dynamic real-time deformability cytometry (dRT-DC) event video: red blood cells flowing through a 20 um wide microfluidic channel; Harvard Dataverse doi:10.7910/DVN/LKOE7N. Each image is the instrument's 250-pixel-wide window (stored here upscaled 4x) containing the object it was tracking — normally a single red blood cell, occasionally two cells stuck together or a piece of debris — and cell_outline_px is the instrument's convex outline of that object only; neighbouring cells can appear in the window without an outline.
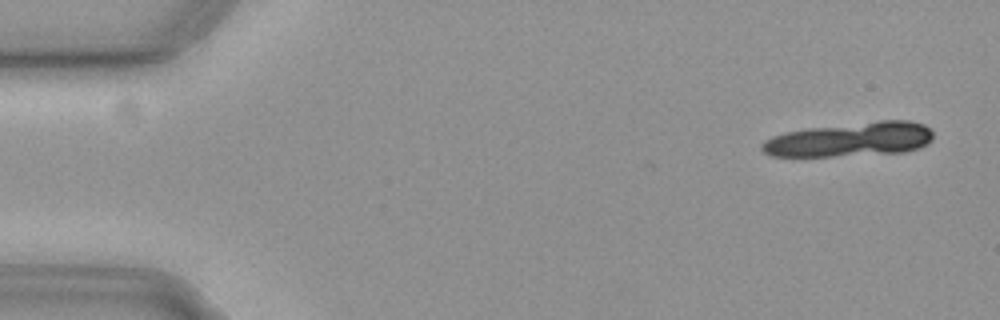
{"species": "common noctule bat (a hibernating species)", "species_latin": "Nyctalus noctula", "temperature_condition": "cold", "stored_images_in_passage": 41, "camera_frame_rate_fps": 3000, "um_per_image_px": 0.085, "animal": {"sex": "female", "body_mass_g": 19.3, "forearm_length_mm": 54.1}, "frame": {"image": 1, "passage_image": 3, "time_ms": 0.667, "image_size_px": [1000, 320], "cell_outline_px": [[932, 140], [928, 144], [920, 148], [904, 152], [832, 156], [772, 156], [764, 152], [760, 148], [760, 144], [764, 140], [772, 136], [784, 132], [808, 128], [880, 120], [908, 120], [924, 124], [932, 132]], "centroid_in_image_um": [72.26, 11.85], "position_along_channel_um": 12.7, "area_um2": 34.33}}
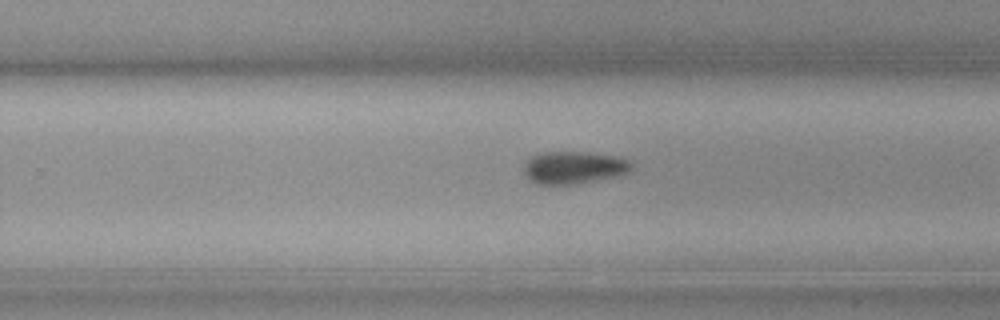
{"frame": {"image": 2, "passage_image": 33, "time_ms": 10.667, "image_size_px": [1000, 320], "cell_outline_px": [[632, 168], [628, 172], [616, 176], [576, 184], [536, 184], [528, 180], [524, 176], [524, 160], [532, 156], [544, 152], [588, 152], [616, 156], [628, 160], [632, 164]], "centroid_in_image_um": [48.72, 14.24], "position_along_channel_um": 281.1, "area_um2": 20.52}}
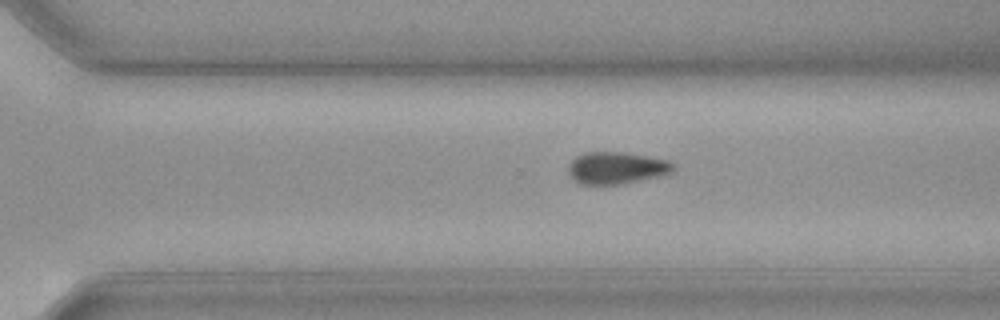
{"frame": {"image": 3, "passage_image": 36, "time_ms": 11.667, "image_size_px": [1000, 320], "cell_outline_px": [[676, 168], [672, 172], [656, 176], [616, 184], [580, 184], [568, 172], [568, 164], [576, 156], [584, 152], [620, 152], [648, 156], [668, 160]], "centroid_in_image_um": [52.37, 14.25], "position_along_channel_um": 318.2, "area_um2": 19.19}}